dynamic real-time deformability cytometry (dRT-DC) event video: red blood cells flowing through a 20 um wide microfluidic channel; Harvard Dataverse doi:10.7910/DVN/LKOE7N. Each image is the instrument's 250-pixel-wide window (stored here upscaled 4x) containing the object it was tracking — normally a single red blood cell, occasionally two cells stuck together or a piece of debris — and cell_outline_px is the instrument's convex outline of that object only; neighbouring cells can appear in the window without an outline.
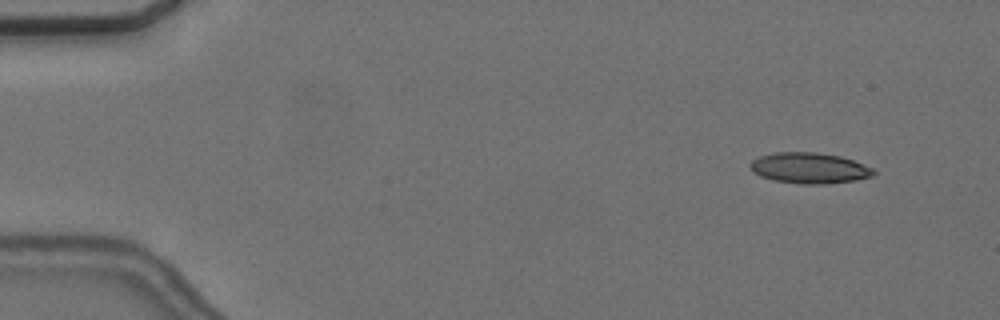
{"species": "common noctule bat (a hibernating species)", "species_latin": "Nyctalus noctula", "temperature_condition": "cold", "stored_images_in_passage": 56, "camera_frame_rate_fps": 3000, "um_per_image_px": 0.085, "animal": {"sex": "female", "body_mass_g": 24.6, "forearm_length_mm": 56.2}, "frame": {"image": 1, "passage_image": 5, "time_ms": 1.333, "image_size_px": [1000, 320], "cell_outline_px": [[876, 172], [872, 176], [856, 180], [828, 184], [800, 184], [772, 180], [760, 176], [752, 168], [752, 160], [760, 156], [776, 152], [816, 152], [840, 156], [852, 160], [872, 168]], "centroid_in_image_um": [68.82, 14.29], "position_along_channel_um": 16.2, "area_um2": 21.96}}
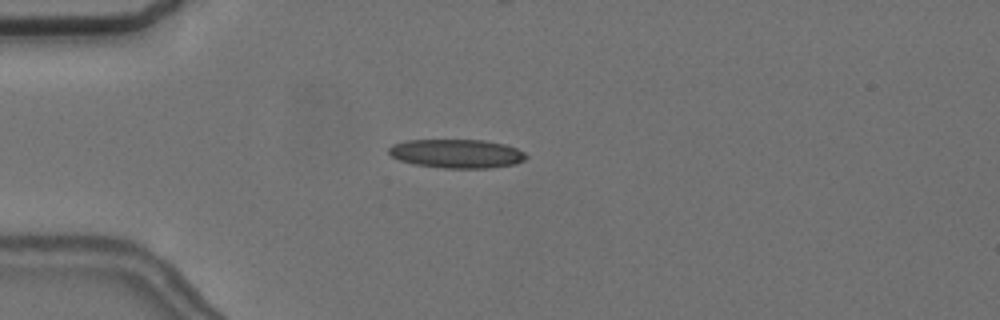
{"frame": {"image": 2, "passage_image": 15, "time_ms": 4.667, "image_size_px": [1000, 320], "cell_outline_px": [[528, 156], [524, 160], [516, 164], [488, 168], [444, 168], [416, 164], [400, 160], [392, 156], [388, 152], [388, 148], [392, 144], [408, 140], [484, 140], [504, 144], [516, 148], [524, 152]], "centroid_in_image_um": [38.84, 13.05], "position_along_channel_um": 46.2, "area_um2": 23.0}}
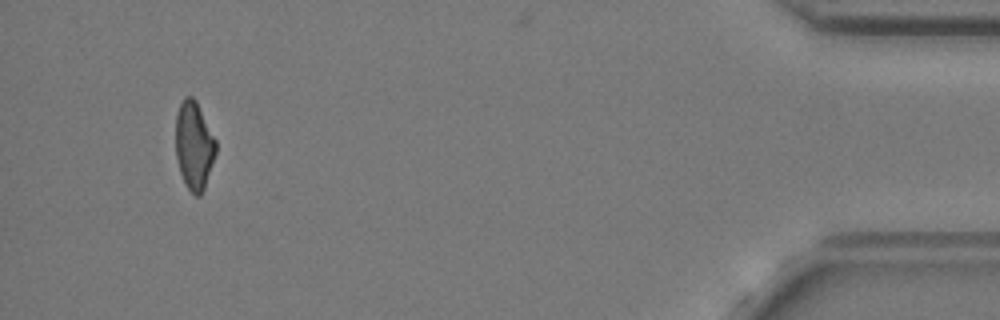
{"frame": {"image": 3, "passage_image": 53, "time_ms": 17.333, "image_size_px": [1000, 320], "cell_outline_px": [[216, 152], [204, 188], [200, 196], [196, 196], [184, 184], [180, 172], [176, 156], [176, 112], [184, 96], [192, 96], [196, 100], [216, 140]], "centroid_in_image_um": [16.48, 12.35], "position_along_channel_um": 418.7, "area_um2": 20.58}, "authors_computed_cell_mechanics": {"area_um2": 22.0796, "velocity_mm_per_s": 3.6689, "shape_relaxation_time_tau1_ms": 8.9844, "shape_relaxation_time_tau2_ms": 2.9639, "deformation_change_tau1": 0.185, "deformation_change_tau2": 0.1354}}